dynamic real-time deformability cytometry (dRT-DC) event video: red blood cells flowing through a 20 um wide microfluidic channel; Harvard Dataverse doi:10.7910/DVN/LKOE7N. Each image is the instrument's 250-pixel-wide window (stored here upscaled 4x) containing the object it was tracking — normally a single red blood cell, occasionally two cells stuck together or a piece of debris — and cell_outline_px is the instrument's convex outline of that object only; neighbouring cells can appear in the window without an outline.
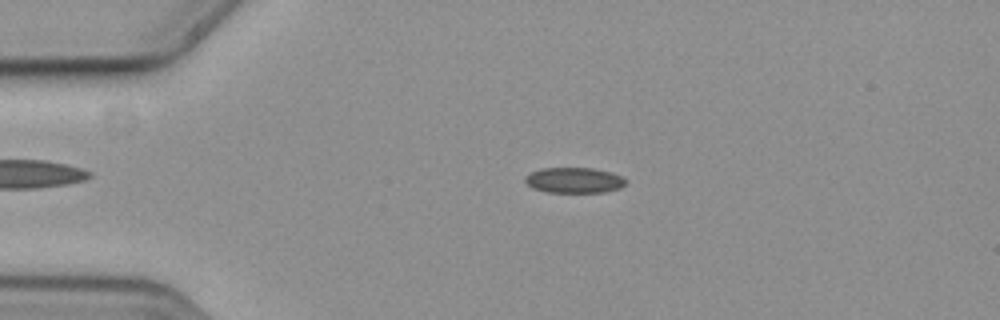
{"species": "common noctule bat (a hibernating species)", "species_latin": "Nyctalus noctula", "temperature_condition": "cold", "stored_images_in_passage": 36, "camera_frame_rate_fps": 3000, "um_per_image_px": 0.085, "animal": {"sex": "female", "body_mass_g": 19.3, "forearm_length_mm": 54.1}, "frame": {"image": 1, "passage_image": 2, "time_ms": 0.333, "image_size_px": [1000, 320], "cell_outline_px": [[624, 184], [620, 188], [604, 192], [548, 192], [532, 188], [524, 180], [524, 176], [532, 172], [544, 168], [592, 168], [612, 172], [620, 176], [624, 180]], "centroid_in_image_um": [48.77, 15.32], "position_along_channel_um": 36.2, "area_um2": 14.8}}
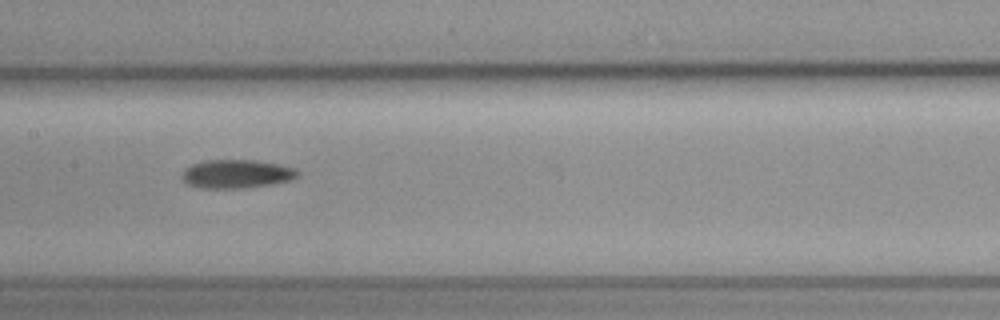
{"frame": {"image": 2, "passage_image": 14, "time_ms": 4.333, "image_size_px": [1000, 320], "cell_outline_px": [[300, 172], [292, 180], [268, 184], [240, 188], [200, 188], [188, 184], [180, 176], [184, 168], [192, 164], [204, 160], [256, 160], [280, 164], [296, 168]], "centroid_in_image_um": [20.09, 14.77], "position_along_channel_um": 187.3, "area_um2": 19.31}}
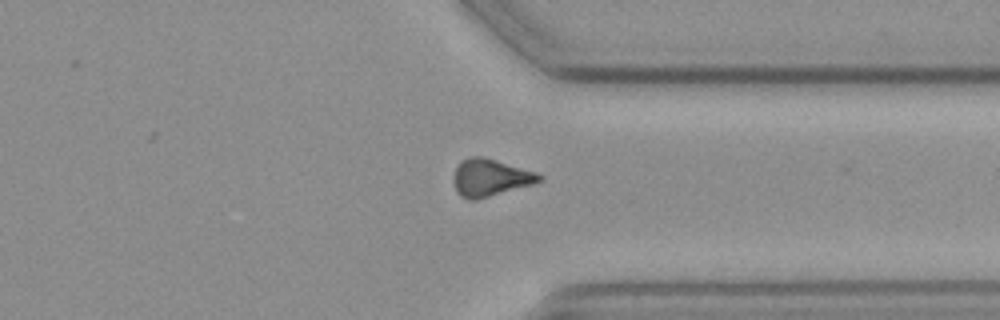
{"frame": {"image": 3, "passage_image": 29, "time_ms": 9.333, "image_size_px": [1000, 320], "cell_outline_px": [[544, 180], [532, 184], [476, 200], [468, 200], [460, 196], [456, 192], [452, 180], [452, 176], [456, 168], [468, 156], [480, 156], [496, 160], [536, 172], [544, 176]], "centroid_in_image_um": [41.65, 15.11], "position_along_channel_um": 369.8, "area_um2": 18.61}}